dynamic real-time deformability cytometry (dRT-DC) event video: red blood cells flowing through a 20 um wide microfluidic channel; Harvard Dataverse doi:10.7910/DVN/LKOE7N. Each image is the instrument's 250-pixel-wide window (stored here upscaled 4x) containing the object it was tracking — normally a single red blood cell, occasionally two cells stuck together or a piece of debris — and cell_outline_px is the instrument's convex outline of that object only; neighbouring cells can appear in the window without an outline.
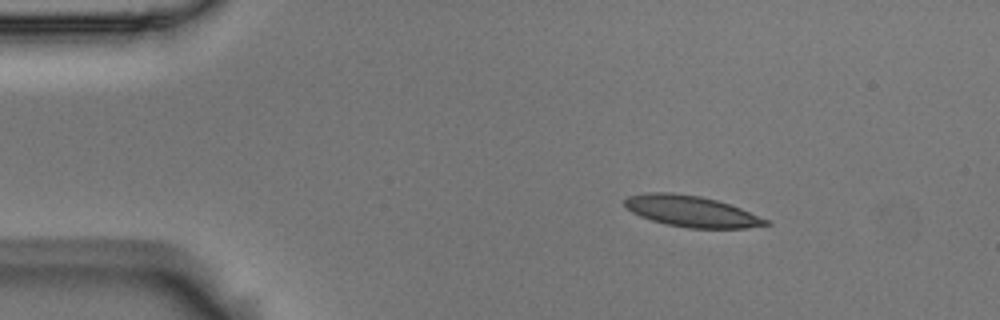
{"species": "Egyptian fruit bat (a non-hibernating species)", "species_latin": "Rousettus aegyptiacus", "temperature_condition": "room temperature", "stored_images_in_passage": 3, "camera_frame_rate_fps": 3000, "um_per_image_px": 0.085, "animal": {"sex": "male"}, "frame": {"image": 1, "passage_image": 1, "time_ms": 0.0, "image_size_px": [1000, 320], "cell_outline_px": [[772, 224], [748, 228], [688, 228], [668, 224], [652, 220], [640, 216], [632, 212], [624, 204], [624, 200], [628, 196], [644, 192], [672, 192], [700, 196], [716, 200], [740, 208], [768, 220]], "centroid_in_image_um": [58.76, 17.95], "position_along_channel_um": 26.2, "area_um2": 25.43}}